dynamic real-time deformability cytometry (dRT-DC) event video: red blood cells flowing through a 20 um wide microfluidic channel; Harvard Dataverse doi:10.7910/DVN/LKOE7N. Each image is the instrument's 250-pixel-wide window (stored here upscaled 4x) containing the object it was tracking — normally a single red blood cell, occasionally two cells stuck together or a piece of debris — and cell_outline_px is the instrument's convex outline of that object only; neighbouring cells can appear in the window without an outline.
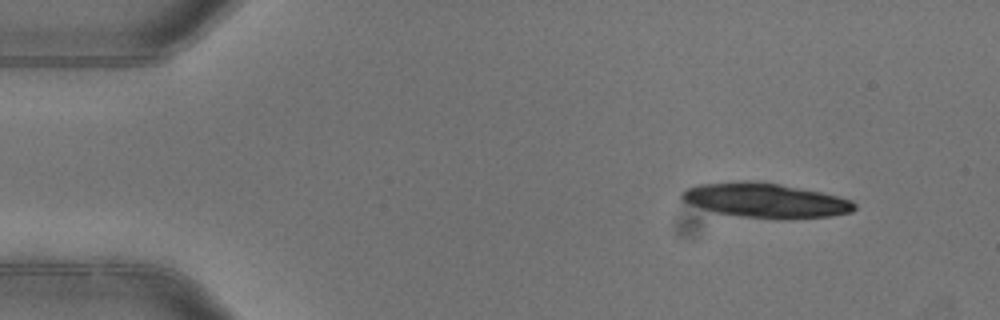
{"species": "common noctule bat (a hibernating species)", "species_latin": "Nyctalus noctula", "temperature_condition": "warm", "stored_images_in_passage": 3, "camera_frame_rate_fps": 3000, "um_per_image_px": 0.085, "animal": {"sex": "female"}, "frame": {"image": 1, "passage_image": 1, "time_ms": 0.0, "image_size_px": [1000, 320], "cell_outline_px": [[856, 208], [852, 212], [828, 216], [780, 220], [776, 220], [744, 216], [716, 212], [680, 200], [680, 192], [696, 184], [740, 180], [756, 180], [780, 184], [820, 192], [852, 200], [856, 204]], "centroid_in_image_um": [65.05, 17.02], "position_along_channel_um": 20.0, "area_um2": 34.97}}